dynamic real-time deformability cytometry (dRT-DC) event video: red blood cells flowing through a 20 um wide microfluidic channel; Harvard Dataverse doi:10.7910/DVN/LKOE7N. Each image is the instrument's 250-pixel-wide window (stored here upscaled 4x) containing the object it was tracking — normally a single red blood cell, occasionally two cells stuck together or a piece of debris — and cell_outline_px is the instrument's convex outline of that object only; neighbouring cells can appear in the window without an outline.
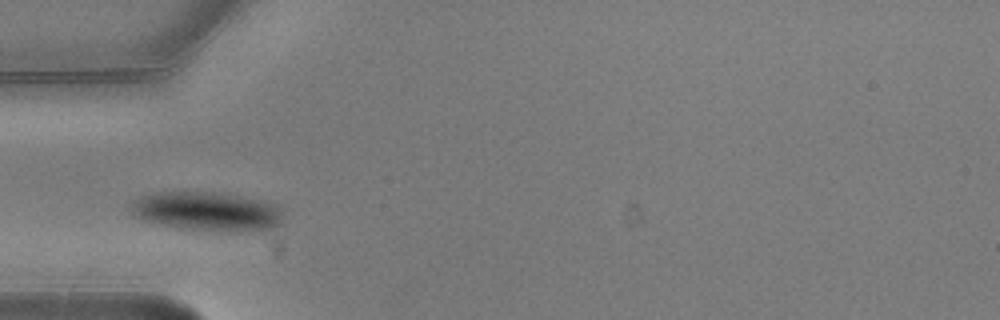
{"species": "common noctule bat (a hibernating species)", "species_latin": "Nyctalus noctula", "temperature_condition": "warm", "stored_images_in_passage": 3, "camera_frame_rate_fps": 3000, "um_per_image_px": 0.085, "animal": {"sex": "male", "body_mass_g": 20.5, "forearm_length_mm": 52.5}, "frame": {"image": 1, "passage_image": 2, "time_ms": 0.333, "image_size_px": [1000, 320], "cell_outline_px": [[284, 212], [280, 224], [276, 228], [180, 228], [160, 224], [144, 220], [132, 216], [128, 204], [132, 200], [140, 196], [156, 192], [224, 192], [260, 200], [276, 204], [284, 208]], "centroid_in_image_um": [17.53, 17.89], "position_along_channel_um": 67.5, "area_um2": 33.99}}
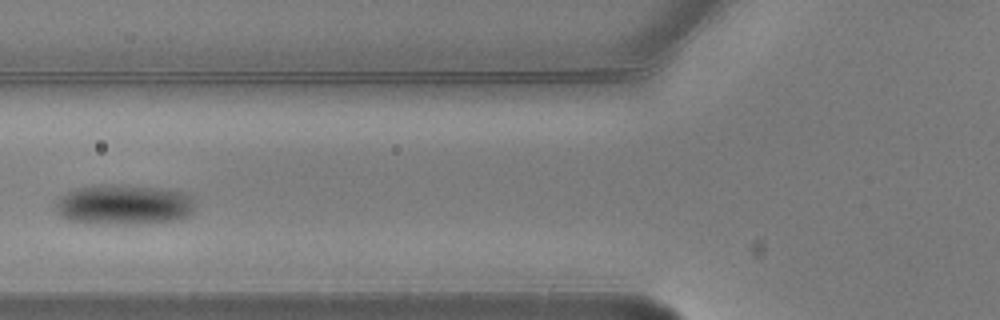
{"frame": {"image": 2, "passage_image": 3, "time_ms": 0.667, "image_size_px": [1000, 320], "cell_outline_px": [[196, 208], [188, 216], [172, 220], [128, 224], [92, 224], [68, 220], [60, 216], [56, 212], [56, 200], [60, 196], [76, 188], [100, 184], [116, 184], [168, 188], [188, 192], [196, 196]], "centroid_in_image_um": [10.58, 17.37], "position_along_channel_um": 115.2, "area_um2": 33.58}}